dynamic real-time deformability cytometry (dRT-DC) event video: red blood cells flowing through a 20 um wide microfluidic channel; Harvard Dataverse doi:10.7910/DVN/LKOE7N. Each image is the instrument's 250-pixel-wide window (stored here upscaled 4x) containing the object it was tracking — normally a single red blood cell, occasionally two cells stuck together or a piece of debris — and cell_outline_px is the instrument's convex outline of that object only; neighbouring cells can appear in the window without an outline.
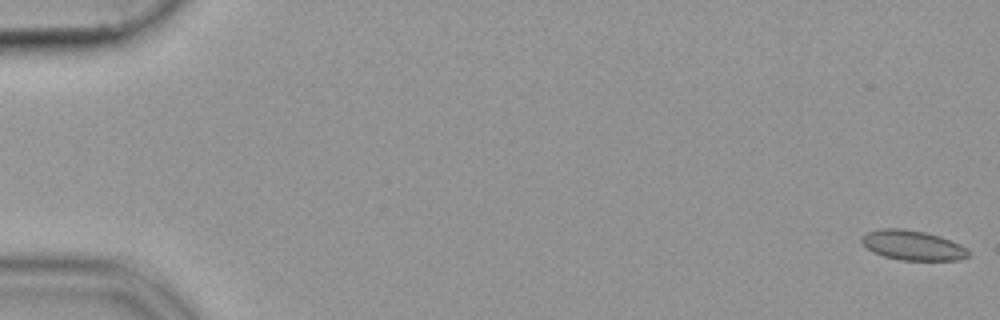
{"species": "common noctule bat (a hibernating species)", "species_latin": "Nyctalus noctula", "temperature_condition": "cold", "stored_images_in_passage": 15, "camera_frame_rate_fps": 3000, "um_per_image_px": 0.085, "animal": {"sex": "female", "body_mass_g": 19.9}, "frame": {"image": 1, "passage_image": 1, "time_ms": 0.0, "image_size_px": [1000, 320], "cell_outline_px": [[968, 256], [960, 260], [900, 260], [884, 256], [872, 252], [860, 240], [860, 236], [868, 232], [880, 228], [900, 228], [924, 232], [940, 236], [960, 244], [968, 248]], "centroid_in_image_um": [77.56, 20.85], "position_along_channel_um": 7.4, "area_um2": 18.55}}
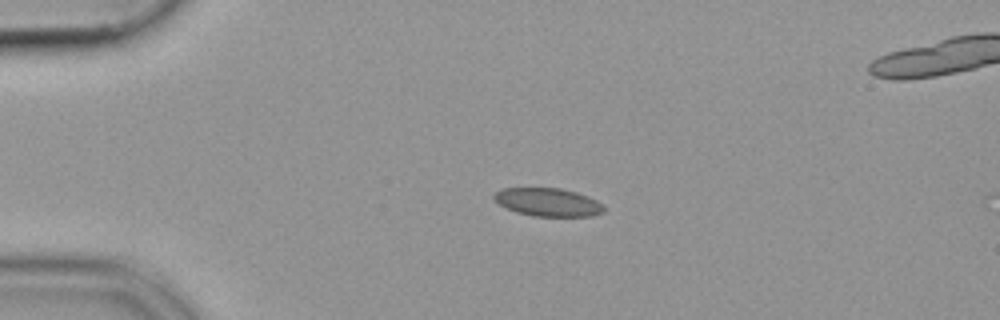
{"frame": {"image": 2, "passage_image": 13, "time_ms": 4.0, "image_size_px": [1000, 320], "cell_outline_px": [[604, 212], [592, 216], [532, 216], [516, 212], [492, 200], [492, 196], [500, 188], [560, 188], [576, 192], [588, 196], [604, 204]], "centroid_in_image_um": [46.57, 17.18], "position_along_channel_um": 38.4, "area_um2": 18.15}}